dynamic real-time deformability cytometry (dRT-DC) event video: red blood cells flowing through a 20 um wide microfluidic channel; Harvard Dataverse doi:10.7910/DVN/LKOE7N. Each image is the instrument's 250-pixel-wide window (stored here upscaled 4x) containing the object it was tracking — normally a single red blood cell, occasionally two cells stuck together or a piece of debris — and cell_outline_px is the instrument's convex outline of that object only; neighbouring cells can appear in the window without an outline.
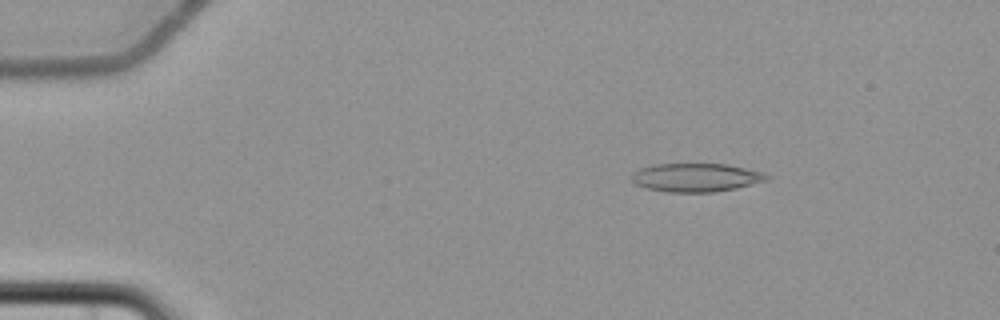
{"species": "common noctule bat (a hibernating species)", "species_latin": "Nyctalus noctula", "temperature_condition": "cold", "stored_images_in_passage": 6, "camera_frame_rate_fps": 3000, "um_per_image_px": 0.085, "animal": {"sex": "female", "body_mass_g": 22.7, "forearm_length_mm": 54.2}, "frame": {"image": 1, "passage_image": 2, "time_ms": 1.333, "image_size_px": [1000, 320], "cell_outline_px": [[772, 176], [768, 180], [736, 188], [712, 192], [668, 192], [648, 188], [636, 184], [632, 180], [632, 172], [640, 168], [652, 164], [728, 164], [764, 172]], "centroid_in_image_um": [59.19, 15.08], "position_along_channel_um": 25.8, "area_um2": 22.48}}
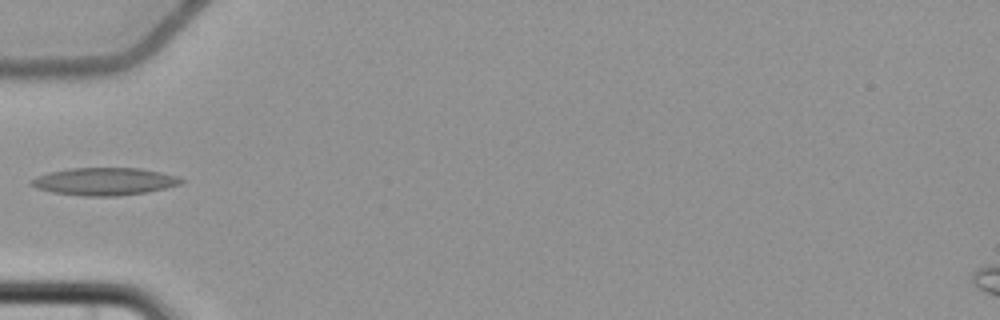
{"frame": {"image": 2, "passage_image": 5, "time_ms": 5.0, "image_size_px": [1000, 320], "cell_outline_px": [[184, 180], [180, 184], [164, 188], [144, 192], [116, 196], [84, 196], [52, 192], [36, 188], [28, 184], [28, 180], [36, 176], [48, 172], [68, 168], [140, 168], [160, 172], [176, 176]], "centroid_in_image_um": [8.78, 15.42], "position_along_channel_um": 76.2, "area_um2": 24.04}}
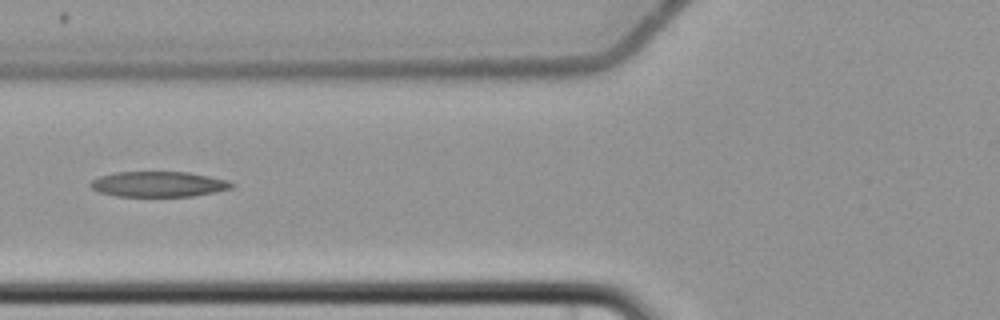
{"frame": {"image": 3, "passage_image": 6, "time_ms": 6.0, "image_size_px": [1000, 320], "cell_outline_px": [[236, 184], [232, 188], [216, 192], [192, 196], [116, 196], [100, 192], [92, 188], [88, 184], [92, 180], [100, 176], [116, 172], [188, 172], [228, 180]], "centroid_in_image_um": [13.49, 15.65], "position_along_channel_um": 112.3, "area_um2": 20.87}}